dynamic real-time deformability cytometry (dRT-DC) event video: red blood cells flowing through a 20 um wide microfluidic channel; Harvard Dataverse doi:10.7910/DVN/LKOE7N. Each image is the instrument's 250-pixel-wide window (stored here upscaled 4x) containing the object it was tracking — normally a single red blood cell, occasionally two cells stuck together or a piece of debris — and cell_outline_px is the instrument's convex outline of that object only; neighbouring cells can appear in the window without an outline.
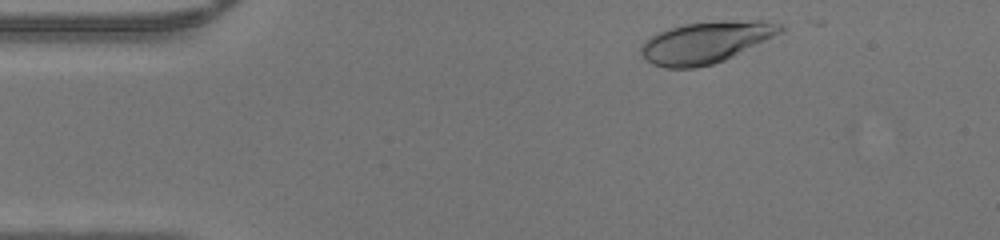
{"species": "human", "species_latin": "Homo sapiens", "temperature_condition": "warm", "stored_images_in_passage": 42, "camera_frame_rate_fps": 3000, "um_per_image_px": 0.085, "donor": {"sex": "male"}, "frame": {"image": 1, "passage_image": 2, "time_ms": 0.333, "image_size_px": [1000, 240], "cell_outline_px": [[784, 32], [724, 60], [712, 64], [696, 68], [664, 68], [652, 64], [644, 60], [640, 52], [640, 48], [652, 36], [668, 28], [684, 24], [720, 20], [764, 20], [784, 24]], "centroid_in_image_um": [60.04, 3.59], "position_along_channel_um": 25.0, "area_um2": 33.99}}
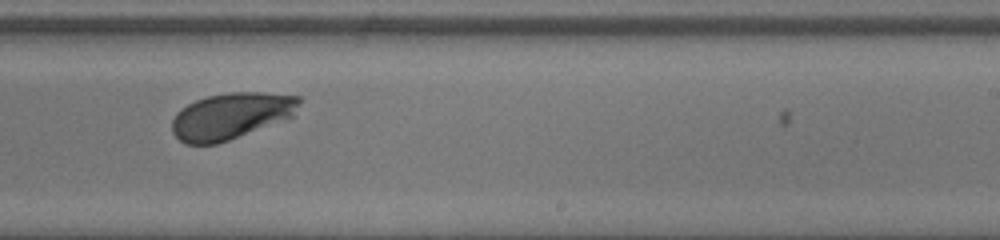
{"frame": {"image": 2, "passage_image": 24, "time_ms": 7.667, "image_size_px": [1000, 240], "cell_outline_px": [[300, 104], [292, 116], [288, 120], [216, 144], [184, 144], [172, 132], [172, 120], [176, 112], [180, 108], [196, 100], [208, 96], [232, 92], [264, 92], [300, 96]], "centroid_in_image_um": [19.66, 9.85], "position_along_channel_um": 269.3, "area_um2": 34.62}}
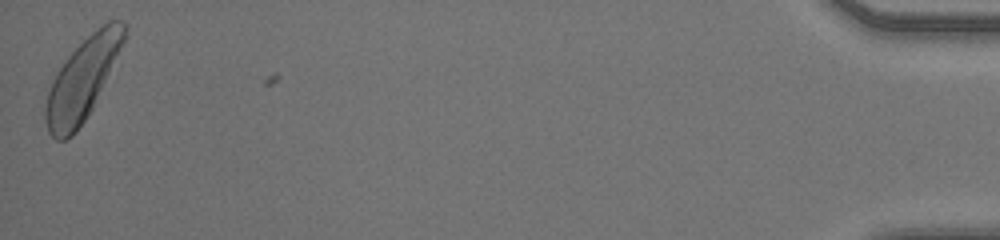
{"frame": {"image": 3, "passage_image": 42, "time_ms": 13.667, "image_size_px": [1000, 240], "cell_outline_px": [[128, 36], [92, 108], [76, 132], [72, 136], [64, 140], [56, 140], [48, 132], [44, 120], [44, 108], [48, 92], [52, 80], [68, 56], [92, 32], [108, 20], [120, 20], [128, 24]], "centroid_in_image_um": [7.03, 6.73], "position_along_channel_um": 428.2, "area_um2": 37.17}}